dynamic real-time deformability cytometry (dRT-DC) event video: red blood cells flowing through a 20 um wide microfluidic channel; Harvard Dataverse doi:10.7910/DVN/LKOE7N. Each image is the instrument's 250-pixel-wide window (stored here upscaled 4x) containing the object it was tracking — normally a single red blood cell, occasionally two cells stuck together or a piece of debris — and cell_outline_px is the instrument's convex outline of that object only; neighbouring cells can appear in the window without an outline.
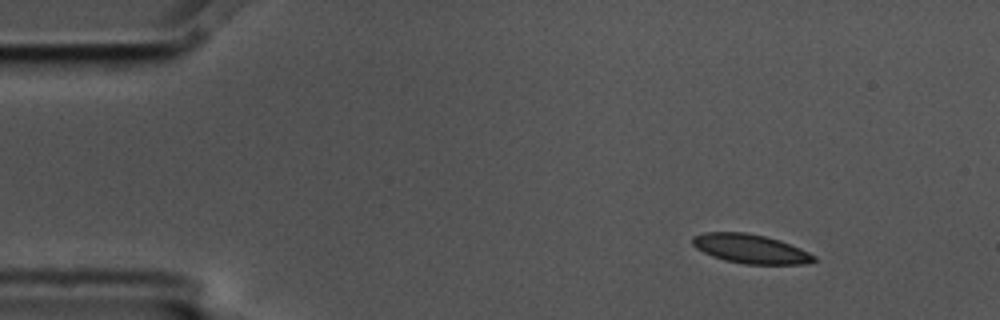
{"species": "common noctule bat (a hibernating species)", "species_latin": "Nyctalus noctula", "temperature_condition": "cold", "stored_images_in_passage": 7, "camera_frame_rate_fps": 3000, "um_per_image_px": 0.085, "animal": {"sex": "male", "body_mass_g": 17.5, "forearm_length_mm": 52.3}, "frame": {"image": 1, "passage_image": 2, "time_ms": 0.333, "image_size_px": [1000, 320], "cell_outline_px": [[816, 260], [808, 264], [744, 264], [724, 260], [712, 256], [696, 248], [692, 244], [692, 236], [704, 232], [744, 232], [764, 236], [780, 240], [800, 248], [816, 256]], "centroid_in_image_um": [63.79, 21.15], "position_along_channel_um": 21.2, "area_um2": 20.63}}
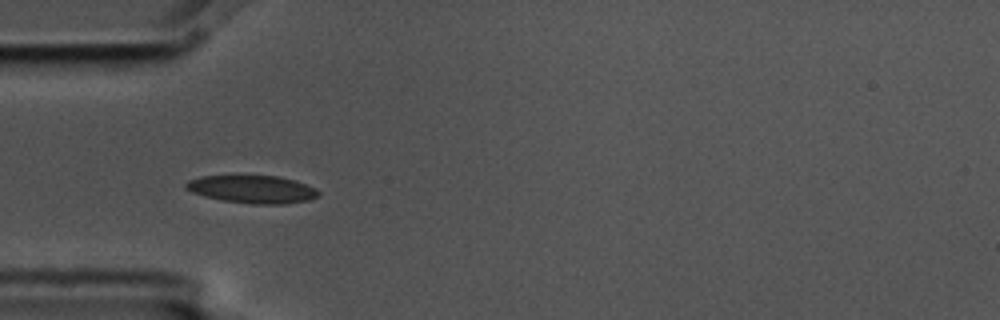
{"frame": {"image": 2, "passage_image": 5, "time_ms": 1.333, "image_size_px": [1000, 320], "cell_outline_px": [[320, 196], [308, 200], [288, 204], [252, 204], [220, 200], [204, 196], [192, 192], [184, 188], [184, 184], [188, 180], [200, 176], [280, 176], [296, 180], [316, 188], [320, 192]], "centroid_in_image_um": [21.47, 16.09], "position_along_channel_um": 63.5, "area_um2": 21.73}}